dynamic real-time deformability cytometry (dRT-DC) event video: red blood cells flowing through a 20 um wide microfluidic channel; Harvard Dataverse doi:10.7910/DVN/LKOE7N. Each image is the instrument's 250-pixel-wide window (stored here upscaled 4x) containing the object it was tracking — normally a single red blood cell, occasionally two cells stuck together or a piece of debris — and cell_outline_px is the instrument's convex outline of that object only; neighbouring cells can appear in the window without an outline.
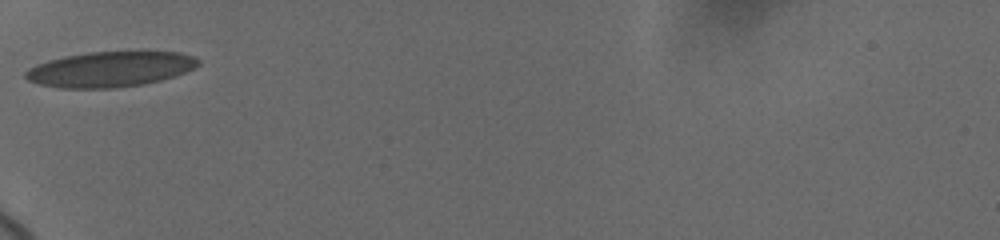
{"species": "human", "species_latin": "Homo sapiens", "temperature_condition": "cold", "stored_images_in_passage": 20, "camera_frame_rate_fps": 3000, "um_per_image_px": 0.085, "donor": {"sex": "female"}, "frame": {"image": 1, "passage_image": 1, "time_ms": 0.0, "image_size_px": [1000, 240], "cell_outline_px": [[200, 64], [176, 76], [144, 84], [112, 88], [60, 88], [40, 84], [28, 80], [24, 76], [24, 72], [28, 68], [36, 64], [48, 60], [64, 56], [88, 52], [180, 52], [192, 56], [200, 60]], "centroid_in_image_um": [9.33, 5.88], "position_along_channel_um": 75.7, "area_um2": 35.49}}
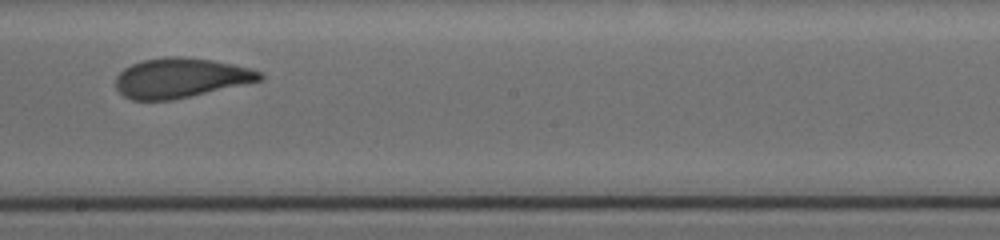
{"frame": {"image": 2, "passage_image": 12, "time_ms": 4.333, "image_size_px": [1000, 240], "cell_outline_px": [[264, 80], [172, 100], [132, 100], [124, 96], [116, 88], [116, 76], [124, 68], [132, 64], [144, 60], [164, 56], [184, 56], [212, 60], [252, 68], [260, 72], [264, 76]], "centroid_in_image_um": [15.36, 6.61], "position_along_channel_um": 232.8, "area_um2": 33.47}}
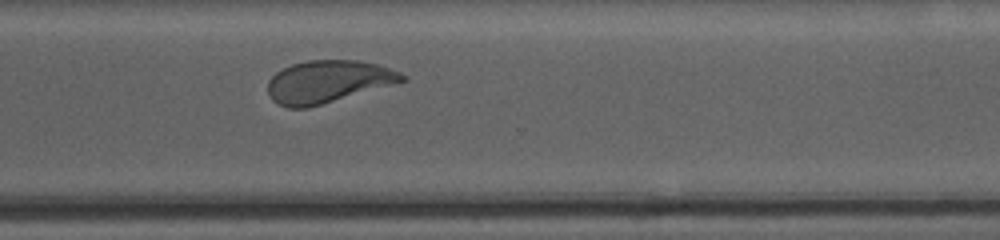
{"frame": {"image": 3, "passage_image": 20, "time_ms": 7.333, "image_size_px": [1000, 240], "cell_outline_px": [[408, 80], [308, 108], [288, 108], [276, 104], [268, 96], [268, 80], [276, 72], [292, 64], [308, 60], [356, 60], [376, 64], [400, 72], [408, 76]], "centroid_in_image_um": [27.85, 6.95], "position_along_channel_um": 342.7, "area_um2": 33.23}}